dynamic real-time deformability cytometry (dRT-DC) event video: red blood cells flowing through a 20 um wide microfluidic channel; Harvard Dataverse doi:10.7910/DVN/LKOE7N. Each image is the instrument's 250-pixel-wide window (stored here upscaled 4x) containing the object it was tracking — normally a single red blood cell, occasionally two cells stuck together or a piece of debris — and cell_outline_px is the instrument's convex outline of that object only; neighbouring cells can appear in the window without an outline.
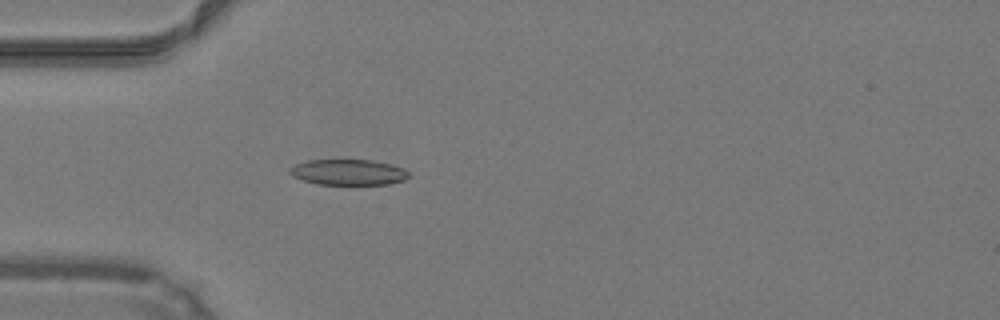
{"species": "common noctule bat (a hibernating species)", "species_latin": "Nyctalus noctula", "temperature_condition": "warm", "stored_images_in_passage": 49, "camera_frame_rate_fps": 3000, "um_per_image_px": 0.085, "animal": {"sex": "male", "body_mass_g": 19.2, "forearm_length_mm": 51.8}, "frame": {"image": 1, "passage_image": 15, "time_ms": 4.667, "image_size_px": [1000, 320], "cell_outline_px": [[412, 176], [404, 180], [388, 184], [316, 184], [292, 176], [288, 172], [288, 168], [296, 164], [308, 160], [372, 160], [392, 164], [404, 168]], "centroid_in_image_um": [29.62, 14.63], "position_along_channel_um": 55.4, "area_um2": 17.92}}
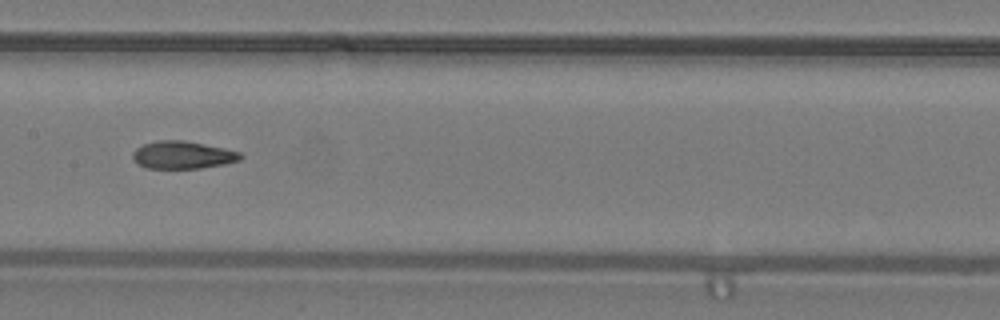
{"frame": {"image": 2, "passage_image": 25, "time_ms": 8.0, "image_size_px": [1000, 320], "cell_outline_px": [[244, 156], [240, 160], [224, 164], [200, 168], [148, 168], [140, 164], [132, 156], [132, 152], [136, 148], [144, 144], [156, 140], [184, 140], [224, 148], [240, 152]], "centroid_in_image_um": [15.55, 13.16], "position_along_channel_um": 191.8, "area_um2": 17.22}}
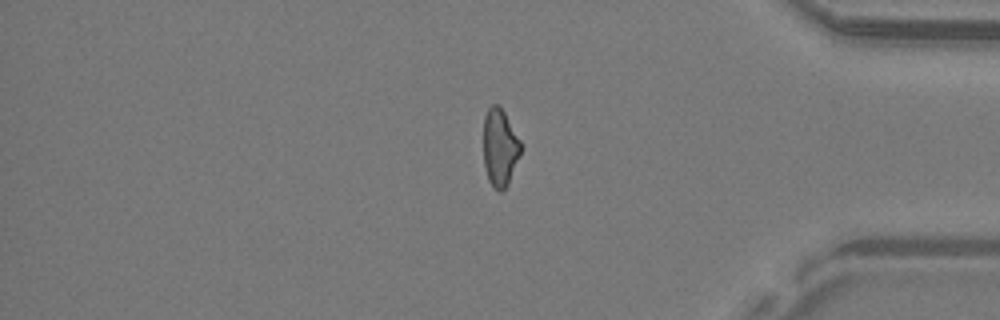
{"frame": {"image": 3, "passage_image": 41, "time_ms": 13.333, "image_size_px": [1000, 320], "cell_outline_px": [[524, 148], [508, 184], [500, 192], [488, 180], [484, 164], [484, 116], [488, 108], [492, 104], [500, 104], [524, 144]], "centroid_in_image_um": [42.54, 12.49], "position_along_channel_um": 392.7, "area_um2": 17.34}, "authors_computed_cell_mechanics": {"area_um2": 17.8602, "velocity_mm_per_s": 4.2628, "shape_relaxation_time_tau1_ms": 5.8664, "shape_relaxation_time_tau2_ms": 2.1813, "deformation_change_tau1": 0.1818, "deformation_change_tau2": 0.0918}}